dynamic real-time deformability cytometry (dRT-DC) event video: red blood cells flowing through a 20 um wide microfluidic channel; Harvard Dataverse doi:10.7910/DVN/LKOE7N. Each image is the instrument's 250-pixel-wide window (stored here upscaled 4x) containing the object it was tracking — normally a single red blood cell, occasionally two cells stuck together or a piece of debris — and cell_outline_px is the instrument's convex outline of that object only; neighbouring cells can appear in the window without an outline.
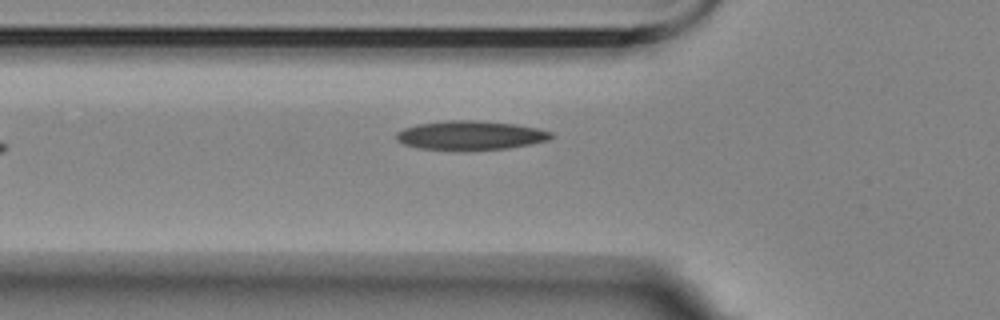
{"species": "Egyptian fruit bat (a non-hibernating species)", "species_latin": "Rousettus aegyptiacus", "temperature_condition": "room temperature", "stored_images_in_passage": 5, "camera_frame_rate_fps": 3000, "um_per_image_px": 0.085, "animal": {"sex": "female"}, "frame": {"image": 1, "passage_image": 5, "time_ms": 5.0, "image_size_px": [1000, 320], "cell_outline_px": [[556, 136], [548, 140], [532, 144], [508, 148], [420, 148], [404, 144], [396, 140], [396, 132], [404, 128], [416, 124], [444, 120], [472, 120], [516, 124], [536, 128], [552, 132]], "centroid_in_image_um": [40.01, 11.47], "position_along_channel_um": 85.8, "area_um2": 25.61}}